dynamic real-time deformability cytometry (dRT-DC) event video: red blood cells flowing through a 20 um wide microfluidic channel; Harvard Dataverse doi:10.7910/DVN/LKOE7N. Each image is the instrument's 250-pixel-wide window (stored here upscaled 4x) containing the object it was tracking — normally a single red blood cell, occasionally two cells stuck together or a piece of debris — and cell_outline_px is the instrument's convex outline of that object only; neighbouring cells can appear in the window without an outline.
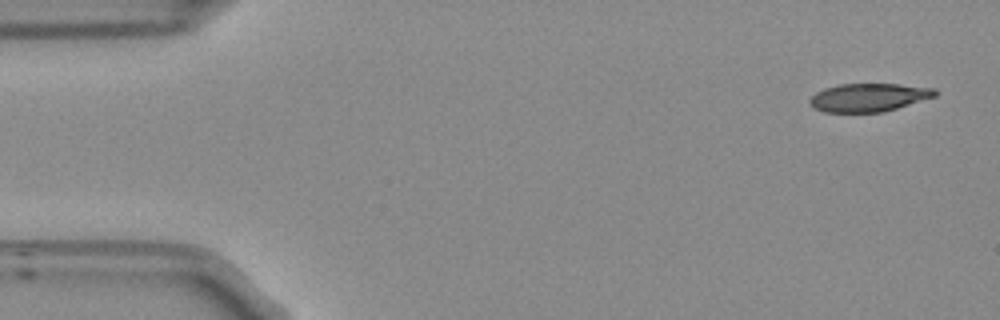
{"species": "Egyptian fruit bat (a non-hibernating species)", "species_latin": "Rousettus aegyptiacus", "temperature_condition": "room temperature", "stored_images_in_passage": 52, "camera_frame_rate_fps": 3000, "um_per_image_px": 0.085, "frame": {"image": 1, "passage_image": 1, "time_ms": 0.0, "image_size_px": [1000, 320], "cell_outline_px": [[936, 96], [884, 112], [824, 112], [808, 104], [808, 100], [816, 92], [824, 88], [840, 84], [896, 84], [936, 88]], "centroid_in_image_um": [73.82, 8.28], "position_along_channel_um": 11.2, "area_um2": 20.58}}
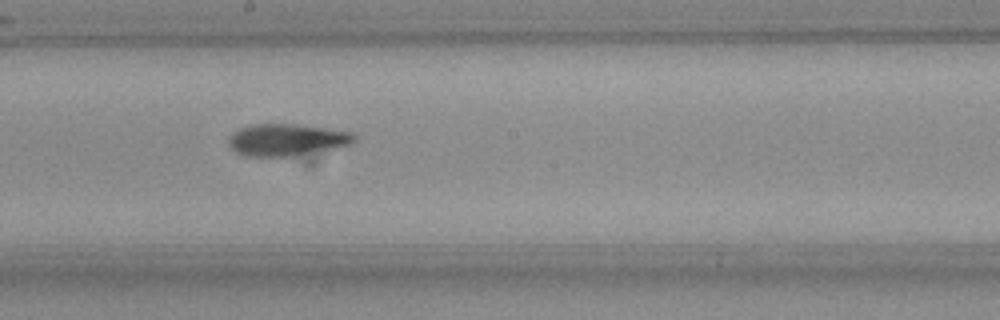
{"frame": {"image": 2, "passage_image": 27, "time_ms": 8.667, "image_size_px": [1000, 320], "cell_outline_px": [[356, 140], [348, 144], [292, 156], [244, 156], [236, 152], [228, 144], [228, 136], [232, 132], [240, 128], [252, 124], [304, 124], [328, 128], [348, 132], [356, 136]], "centroid_in_image_um": [24.29, 11.86], "position_along_channel_um": 223.9, "area_um2": 23.18}}
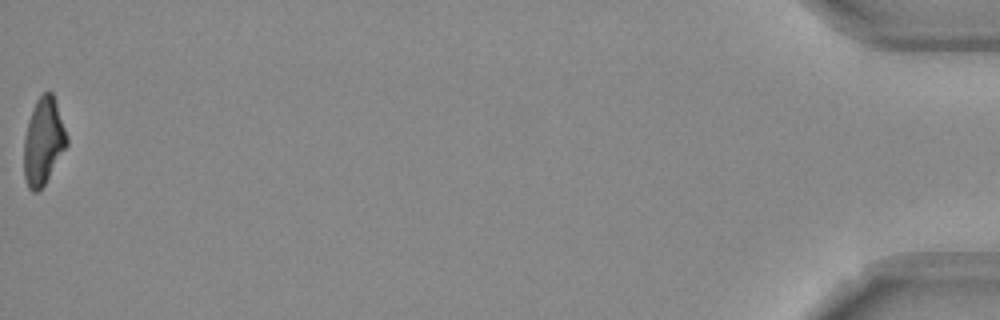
{"frame": {"image": 3, "passage_image": 52, "time_ms": 17.0, "image_size_px": [1000, 320], "cell_outline_px": [[68, 144], [44, 184], [36, 192], [32, 192], [28, 188], [24, 176], [24, 136], [28, 120], [32, 108], [36, 100], [44, 92], [52, 92], [56, 100], [68, 136]], "centroid_in_image_um": [3.69, 11.98], "position_along_channel_um": 431.5, "area_um2": 21.73}, "authors_computed_cell_mechanics": {"area_um2": 22.5709, "velocity_mm_per_s": 3.7594, "shape_relaxation_time_tau1_ms": 5.9587, "shape_relaxation_time_tau2_ms": 4.1446, "deformation_change_tau1": 0.2233, "deformation_change_tau2": 0.1379}}